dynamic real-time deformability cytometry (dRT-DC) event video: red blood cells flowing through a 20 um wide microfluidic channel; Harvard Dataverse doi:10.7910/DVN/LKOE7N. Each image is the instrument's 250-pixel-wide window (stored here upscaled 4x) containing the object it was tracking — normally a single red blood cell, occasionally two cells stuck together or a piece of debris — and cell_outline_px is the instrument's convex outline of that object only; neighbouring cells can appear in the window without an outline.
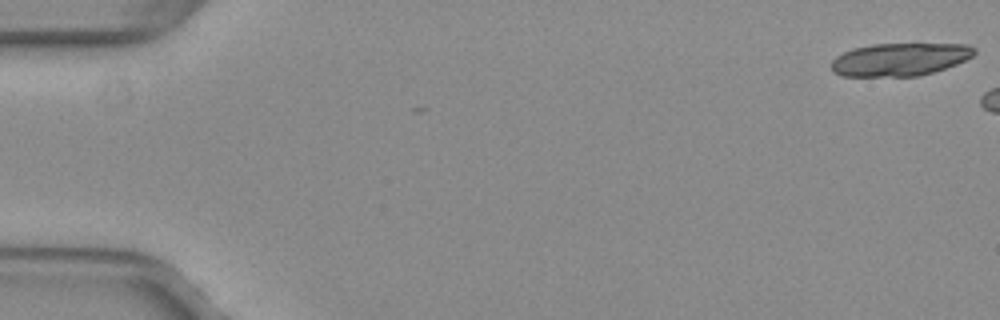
{"species": "common noctule bat (a hibernating species)", "species_latin": "Nyctalus noctula", "temperature_condition": "warm", "stored_images_in_passage": 6, "camera_frame_rate_fps": 3000, "um_per_image_px": 0.085, "animal": {"sex": "female", "body_mass_g": 29.2, "forearm_length_mm": 56.3}, "frame": {"image": 1, "passage_image": 1, "time_ms": 0.0, "image_size_px": [1000, 320], "cell_outline_px": [[976, 52], [972, 56], [956, 64], [920, 76], [840, 76], [832, 72], [832, 60], [836, 56], [852, 48], [872, 44], [968, 44], [976, 48]], "centroid_in_image_um": [76.46, 5.05], "position_along_channel_um": 8.5, "area_um2": 27.4}}